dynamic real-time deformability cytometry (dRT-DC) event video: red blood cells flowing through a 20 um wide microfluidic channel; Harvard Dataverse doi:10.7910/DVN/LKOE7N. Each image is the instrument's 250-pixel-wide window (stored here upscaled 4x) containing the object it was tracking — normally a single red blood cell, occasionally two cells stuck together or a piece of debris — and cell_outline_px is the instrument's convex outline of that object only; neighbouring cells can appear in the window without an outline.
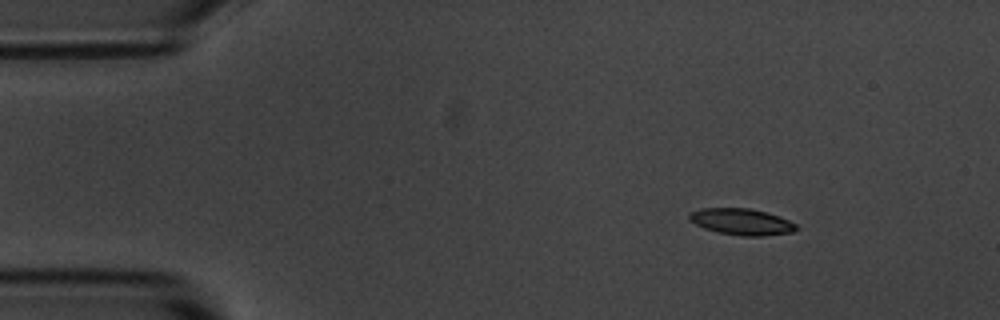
{"species": "common noctule bat (a hibernating species)", "species_latin": "Nyctalus noctula", "temperature_condition": "room temperature", "stored_images_in_passage": 3, "camera_frame_rate_fps": 3000, "um_per_image_px": 0.085, "animal": {"sex": "male", "body_mass_g": 20.1, "forearm_length_mm": 53.5}, "frame": {"image": 1, "passage_image": 1, "time_ms": 0.0, "image_size_px": [1000, 320], "cell_outline_px": [[800, 228], [792, 232], [764, 236], [740, 236], [716, 232], [704, 228], [688, 220], [688, 212], [700, 208], [748, 208], [768, 212], [780, 216], [796, 224]], "centroid_in_image_um": [63.02, 18.85], "position_along_channel_um": 22.0, "area_um2": 16.76}}